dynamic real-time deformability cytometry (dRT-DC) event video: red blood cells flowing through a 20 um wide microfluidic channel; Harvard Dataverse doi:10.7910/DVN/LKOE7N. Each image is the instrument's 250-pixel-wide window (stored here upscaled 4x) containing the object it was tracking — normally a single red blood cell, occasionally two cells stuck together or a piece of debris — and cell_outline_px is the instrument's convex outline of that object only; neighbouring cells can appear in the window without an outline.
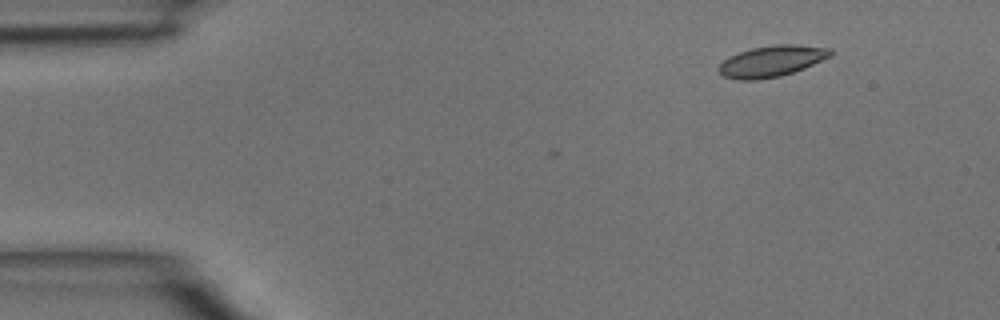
{"species": "common noctule bat (a hibernating species)", "species_latin": "Nyctalus noctula", "temperature_condition": "room temperature", "stored_images_in_passage": 3, "camera_frame_rate_fps": 3000, "um_per_image_px": 0.085, "animal": {"sex": "male", "body_mass_g": 15.6}, "frame": {"image": 1, "passage_image": 1, "time_ms": 0.0, "image_size_px": [1000, 320], "cell_outline_px": [[832, 56], [804, 68], [780, 76], [756, 80], [740, 80], [724, 76], [716, 68], [724, 60], [740, 52], [752, 48], [776, 44], [796, 44], [832, 48]], "centroid_in_image_um": [65.62, 5.19], "position_along_channel_um": 19.4, "area_um2": 20.17}}